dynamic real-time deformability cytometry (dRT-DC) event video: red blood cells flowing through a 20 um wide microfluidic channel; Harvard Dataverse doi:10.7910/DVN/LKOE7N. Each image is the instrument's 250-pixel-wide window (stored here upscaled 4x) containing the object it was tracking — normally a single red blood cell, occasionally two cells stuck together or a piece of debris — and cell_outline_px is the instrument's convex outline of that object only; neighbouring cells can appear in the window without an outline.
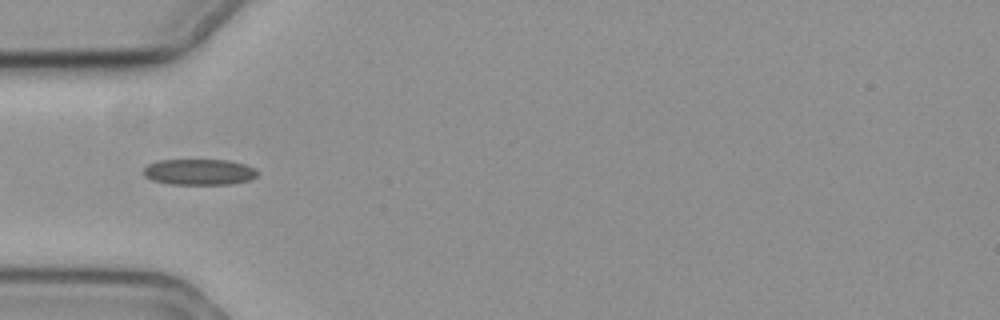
{"species": "common noctule bat (a hibernating species)", "species_latin": "Nyctalus noctula", "temperature_condition": "cold", "stored_images_in_passage": 43, "camera_frame_rate_fps": 3000, "um_per_image_px": 0.085, "animal": {"sex": "female", "body_mass_g": 19.3, "forearm_length_mm": 54.1}, "frame": {"image": 1, "passage_image": 3, "time_ms": 0.667, "image_size_px": [1000, 320], "cell_outline_px": [[260, 172], [252, 180], [232, 184], [172, 184], [152, 180], [144, 176], [144, 168], [148, 164], [156, 160], [228, 160], [244, 164], [256, 168]], "centroid_in_image_um": [16.97, 14.62], "position_along_channel_um": 68.0, "area_um2": 17.4}}
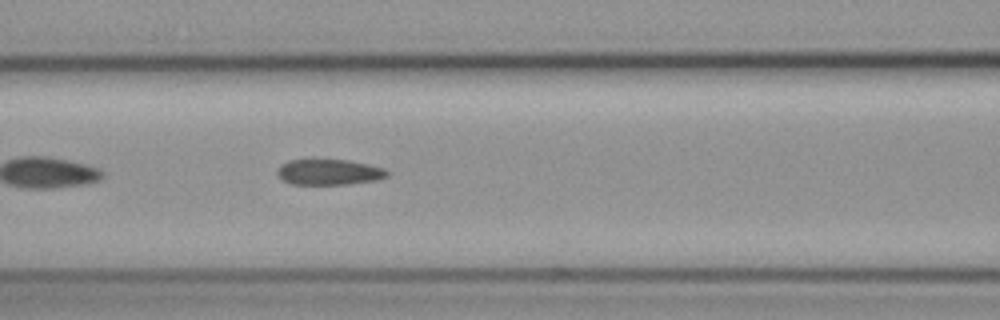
{"frame": {"image": 2, "passage_image": 9, "time_ms": 2.667, "image_size_px": [1000, 320], "cell_outline_px": [[388, 176], [376, 180], [348, 184], [292, 184], [284, 180], [276, 172], [276, 168], [280, 164], [288, 160], [348, 160], [368, 164], [384, 168], [388, 172]], "centroid_in_image_um": [27.96, 14.62], "position_along_channel_um": 138.6, "area_um2": 16.36}}
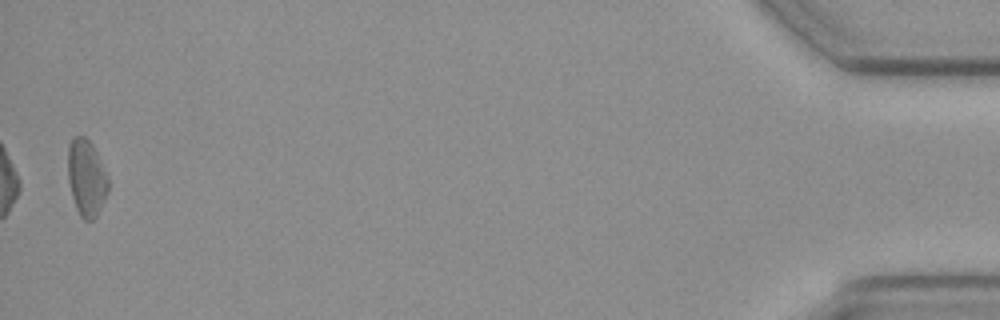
{"frame": {"image": 3, "passage_image": 42, "time_ms": 13.667, "image_size_px": [1000, 320], "cell_outline_px": [[108, 192], [96, 216], [92, 220], [84, 220], [80, 216], [76, 208], [72, 196], [68, 180], [68, 148], [72, 140], [76, 136], [84, 136], [92, 144], [108, 176]], "centroid_in_image_um": [7.34, 15.13], "position_along_channel_um": 427.9, "area_um2": 17.8}, "authors_computed_cell_mechanics": {"area_um2": 17.4556, "velocity_mm_per_s": 3.5361, "shape_relaxation_time_tau1_ms": null, "shape_relaxation_time_tau2_ms": 8.2654, "deformation_change_tau1": null, "deformation_change_tau2": 0.1415}}